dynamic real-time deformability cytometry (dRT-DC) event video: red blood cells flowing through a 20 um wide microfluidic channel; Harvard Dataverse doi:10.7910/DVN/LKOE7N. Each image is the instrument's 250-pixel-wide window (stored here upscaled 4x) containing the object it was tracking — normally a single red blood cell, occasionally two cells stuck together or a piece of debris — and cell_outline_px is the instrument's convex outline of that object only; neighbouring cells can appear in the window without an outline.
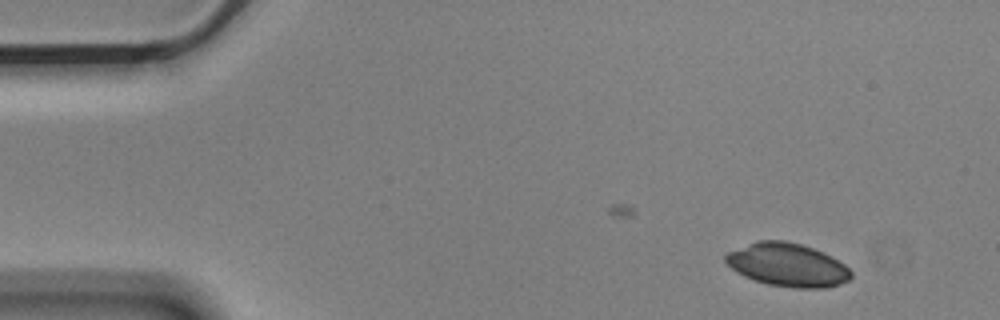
{"species": "Egyptian fruit bat (a non-hibernating species)", "species_latin": "Rousettus aegyptiacus", "temperature_condition": "cold", "stored_images_in_passage": 4, "camera_frame_rate_fps": 3000, "um_per_image_px": 0.085, "animal": {"sex": "male"}, "frame": {"image": 1, "passage_image": 1, "time_ms": 0.0, "image_size_px": [1000, 320], "cell_outline_px": [[852, 276], [848, 280], [840, 284], [824, 288], [792, 288], [768, 284], [744, 276], [736, 272], [724, 260], [724, 256], [728, 252], [756, 240], [784, 240], [800, 244], [824, 252], [844, 264], [852, 272]], "centroid_in_image_um": [66.93, 22.51], "position_along_channel_um": 18.1, "area_um2": 31.62}}
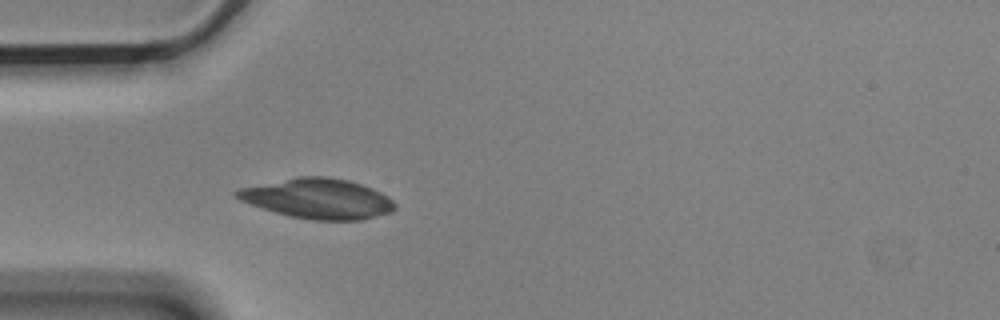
{"frame": {"image": 2, "passage_image": 4, "time_ms": 1.0, "image_size_px": [1000, 320], "cell_outline_px": [[396, 208], [392, 212], [364, 220], [312, 220], [288, 216], [240, 200], [232, 196], [232, 192], [240, 188], [296, 176], [328, 176], [348, 180], [372, 188], [388, 196], [396, 204]], "centroid_in_image_um": [27.03, 16.88], "position_along_channel_um": 58.0, "area_um2": 37.11}}